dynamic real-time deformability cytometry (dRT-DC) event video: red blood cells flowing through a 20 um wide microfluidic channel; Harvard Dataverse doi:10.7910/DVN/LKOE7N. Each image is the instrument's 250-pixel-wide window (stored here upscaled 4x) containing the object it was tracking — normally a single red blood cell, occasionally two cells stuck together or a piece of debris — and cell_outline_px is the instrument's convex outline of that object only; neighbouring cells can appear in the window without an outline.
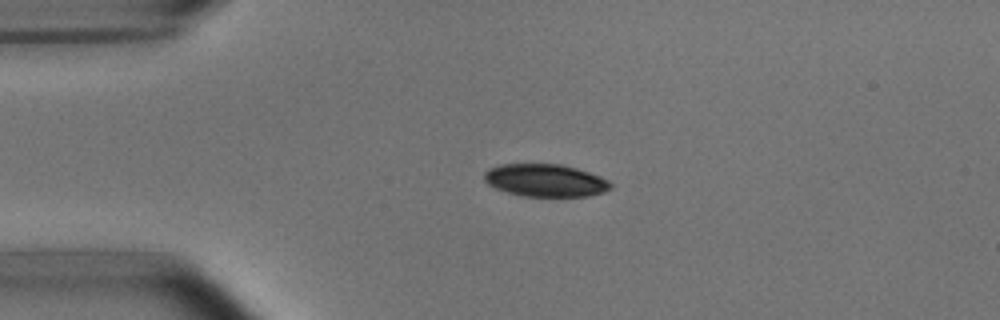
{"species": "common noctule bat (a hibernating species)", "species_latin": "Nyctalus noctula", "temperature_condition": "room temperature", "stored_images_in_passage": 3, "camera_frame_rate_fps": 3000, "um_per_image_px": 0.085, "animal": {"sex": "male", "body_mass_g": 15.6}, "frame": {"image": 1, "passage_image": 2, "time_ms": 2.333, "image_size_px": [1000, 320], "cell_outline_px": [[612, 188], [604, 192], [588, 196], [524, 196], [508, 192], [496, 188], [488, 184], [484, 180], [484, 172], [488, 168], [500, 164], [560, 164], [576, 168], [600, 176], [608, 180], [612, 184]], "centroid_in_image_um": [46.35, 15.33], "position_along_channel_um": 38.6, "area_um2": 23.99}}